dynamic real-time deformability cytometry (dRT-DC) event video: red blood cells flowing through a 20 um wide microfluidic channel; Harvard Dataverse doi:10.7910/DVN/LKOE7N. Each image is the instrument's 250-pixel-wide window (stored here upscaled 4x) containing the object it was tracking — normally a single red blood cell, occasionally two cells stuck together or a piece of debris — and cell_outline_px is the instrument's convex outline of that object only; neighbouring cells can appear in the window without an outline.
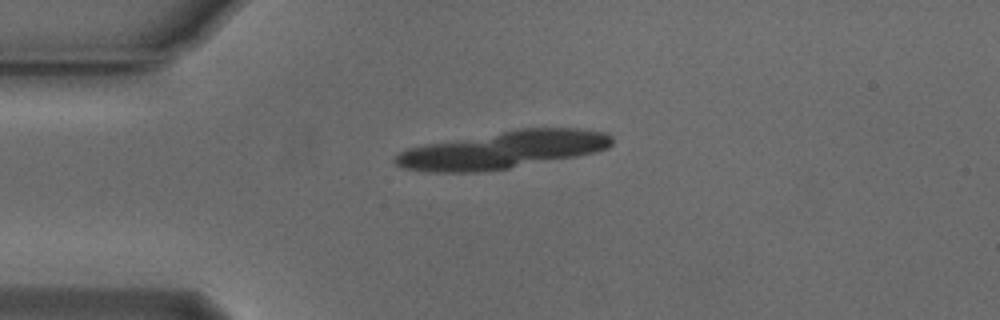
{"species": "Egyptian fruit bat (a non-hibernating species)", "species_latin": "Rousettus aegyptiacus", "temperature_condition": "cold", "stored_images_in_passage": 12, "segment_of_instrument_passage": [2, 3], "camera_frame_rate_fps": 3000, "um_per_image_px": 0.085, "animal": {"sex": "male"}, "frame": {"image": 1, "passage_image": 4, "time_ms": 1.0, "image_size_px": [1000, 320], "cell_outline_px": [[608, 140], [604, 144], [592, 148], [572, 152], [508, 164], [408, 164], [404, 160], [404, 156], [416, 152], [540, 132], [600, 136]], "centroid_in_image_um": [43.13, 12.71], "position_along_channel_um": 41.9, "area_um2": 28.03}}